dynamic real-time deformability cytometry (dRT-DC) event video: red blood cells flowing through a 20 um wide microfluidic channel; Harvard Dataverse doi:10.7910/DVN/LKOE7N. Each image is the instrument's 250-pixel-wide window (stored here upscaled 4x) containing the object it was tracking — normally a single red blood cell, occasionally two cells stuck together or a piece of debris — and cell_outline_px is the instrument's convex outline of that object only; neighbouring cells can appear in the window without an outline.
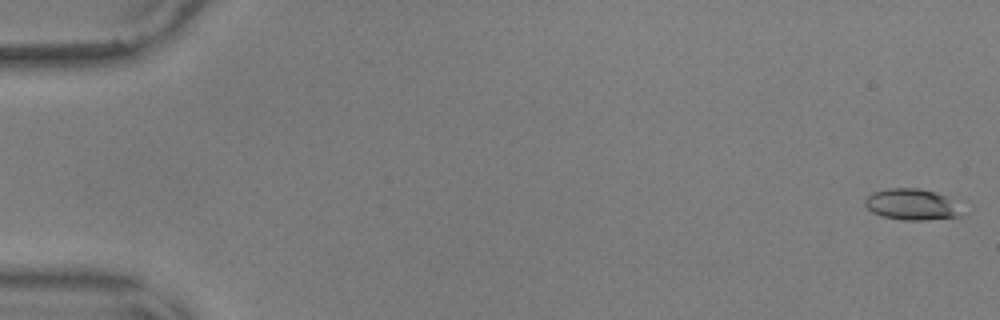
{"species": "common noctule bat (a hibernating species)", "species_latin": "Nyctalus noctula", "temperature_condition": "warm", "stored_images_in_passage": 56, "camera_frame_rate_fps": 3000, "um_per_image_px": 0.085, "animal": {"sex": "male", "body_mass_g": 17.9, "forearm_length_mm": 54.2}, "frame": {"image": 1, "passage_image": 1, "time_ms": 0.0, "image_size_px": [1000, 320], "cell_outline_px": [[968, 212], [964, 216], [924, 220], [904, 220], [880, 216], [872, 212], [864, 204], [864, 200], [872, 192], [888, 188], [916, 188], [968, 200]], "centroid_in_image_um": [77.78, 17.38], "position_along_channel_um": 7.2, "area_um2": 18.96}}
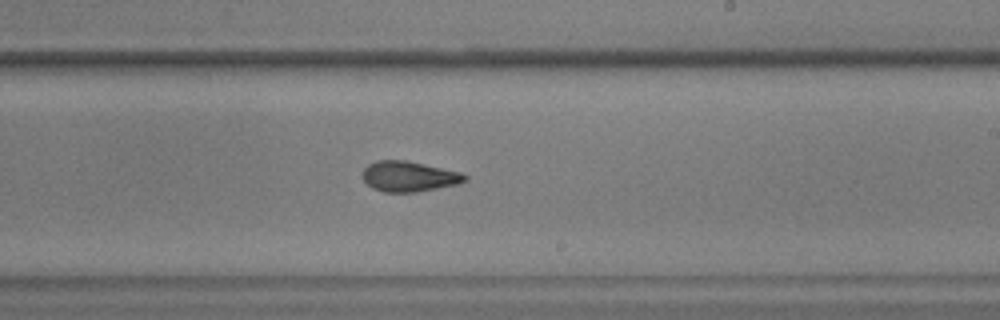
{"frame": {"image": 2, "passage_image": 34, "time_ms": 11.0, "image_size_px": [1000, 320], "cell_outline_px": [[468, 180], [456, 184], [416, 192], [384, 192], [372, 188], [360, 176], [364, 168], [368, 164], [376, 160], [404, 160], [460, 172], [468, 176]], "centroid_in_image_um": [34.71, 14.99], "position_along_channel_um": 254.3, "area_um2": 18.03}}
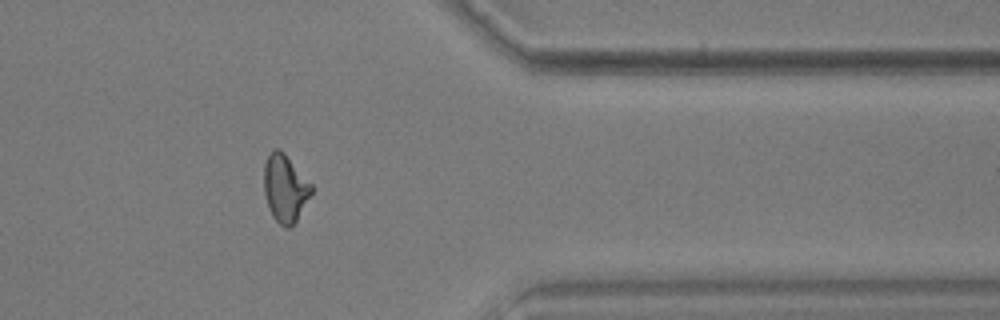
{"frame": {"image": 3, "passage_image": 46, "time_ms": 15.0, "image_size_px": [1000, 320], "cell_outline_px": [[312, 192], [296, 220], [288, 228], [284, 228], [272, 216], [264, 192], [264, 164], [268, 156], [276, 148], [280, 148], [284, 152], [312, 184]], "centroid_in_image_um": [24.23, 15.98], "position_along_channel_um": 387.2, "area_um2": 18.38}, "authors_computed_cell_mechanics": {"area_um2": 18.3226, "velocity_mm_per_s": 3.6456, "shape_relaxation_time_tau1_ms": null, "shape_relaxation_time_tau2_ms": 1.9995, "deformation_change_tau1": null, "deformation_change_tau2": 0.0959}}